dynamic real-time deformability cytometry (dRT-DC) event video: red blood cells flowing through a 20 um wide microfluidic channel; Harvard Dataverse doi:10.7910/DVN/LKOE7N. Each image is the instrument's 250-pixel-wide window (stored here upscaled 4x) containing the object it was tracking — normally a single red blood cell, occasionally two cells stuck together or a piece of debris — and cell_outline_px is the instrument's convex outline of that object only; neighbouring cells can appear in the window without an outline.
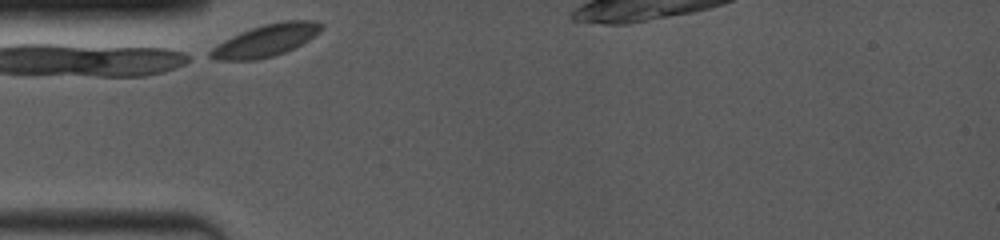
{"species": "common noctule bat (a hibernating species)", "species_latin": "Nyctalus noctula", "temperature_condition": "room temperature", "stored_images_in_passage": 12, "camera_frame_rate_fps": 4000, "um_per_image_px": 0.085, "animal": {"sex": "female", "body_mass_g": 19.0, "forearm_length_mm": 53.3}, "frame": {"image": 1, "passage_image": 1, "time_ms": 0.0, "image_size_px": [1000, 240], "cell_outline_px": [[324, 28], [320, 32], [308, 40], [284, 52], [272, 56], [256, 60], [216, 60], [208, 56], [208, 52], [212, 48], [252, 28], [264, 24], [284, 20], [316, 20], [324, 24]], "centroid_in_image_um": [22.67, 3.43], "position_along_channel_um": 62.3, "area_um2": 20.29}}
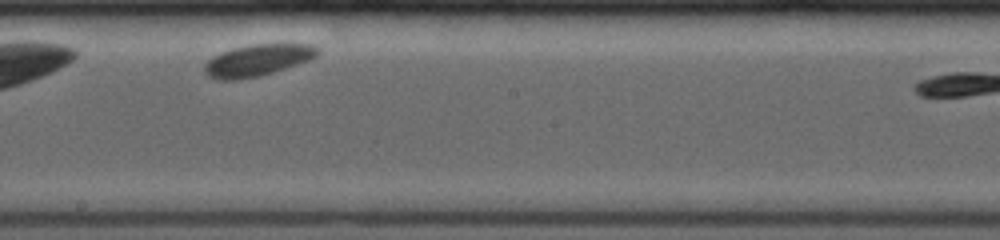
{"frame": {"image": 2, "passage_image": 10, "time_ms": 4.75, "image_size_px": [1000, 240], "cell_outline_px": [[320, 52], [316, 56], [308, 60], [260, 76], [236, 80], [216, 80], [208, 76], [204, 72], [204, 64], [212, 56], [220, 52], [232, 48], [248, 44], [316, 44], [320, 48]], "centroid_in_image_um": [21.86, 5.11], "position_along_channel_um": 226.3, "area_um2": 21.04}}
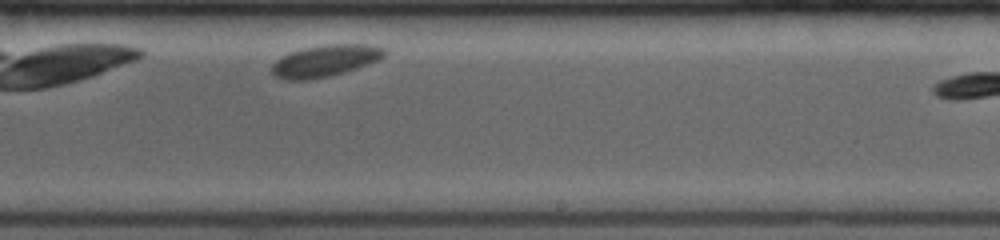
{"frame": {"image": 3, "passage_image": 12, "time_ms": 5.75, "image_size_px": [1000, 240], "cell_outline_px": [[388, 52], [384, 56], [376, 60], [356, 68], [344, 72], [328, 76], [304, 80], [284, 80], [276, 76], [272, 72], [272, 64], [280, 56], [304, 48], [324, 44], [368, 44], [384, 48]], "centroid_in_image_um": [27.62, 5.16], "position_along_channel_um": 261.4, "area_um2": 20.63}}